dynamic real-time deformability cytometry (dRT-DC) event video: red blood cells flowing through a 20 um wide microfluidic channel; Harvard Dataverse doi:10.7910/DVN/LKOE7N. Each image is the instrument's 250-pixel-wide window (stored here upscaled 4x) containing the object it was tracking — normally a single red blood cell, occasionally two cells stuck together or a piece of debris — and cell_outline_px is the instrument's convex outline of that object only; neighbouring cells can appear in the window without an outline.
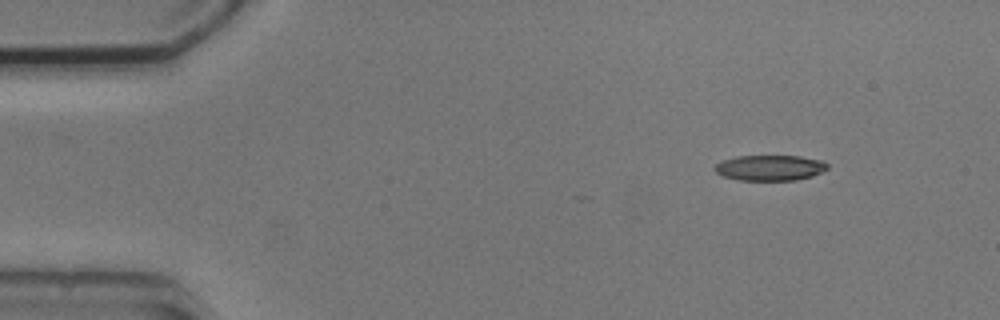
{"species": "common noctule bat (a hibernating species)", "species_latin": "Nyctalus noctula", "temperature_condition": "cold", "stored_images_in_passage": 3, "camera_frame_rate_fps": 3000, "um_per_image_px": 0.085, "animal": {"sex": "male", "body_mass_g": 20.5, "forearm_length_mm": 52.5}, "frame": {"image": 1, "passage_image": 1, "time_ms": 0.0, "image_size_px": [1000, 320], "cell_outline_px": [[828, 168], [812, 176], [796, 180], [736, 180], [724, 176], [716, 172], [712, 168], [716, 164], [724, 160], [736, 156], [800, 156], [824, 160], [828, 164]], "centroid_in_image_um": [65.45, 14.26], "position_along_channel_um": 19.5, "area_um2": 16.82}}